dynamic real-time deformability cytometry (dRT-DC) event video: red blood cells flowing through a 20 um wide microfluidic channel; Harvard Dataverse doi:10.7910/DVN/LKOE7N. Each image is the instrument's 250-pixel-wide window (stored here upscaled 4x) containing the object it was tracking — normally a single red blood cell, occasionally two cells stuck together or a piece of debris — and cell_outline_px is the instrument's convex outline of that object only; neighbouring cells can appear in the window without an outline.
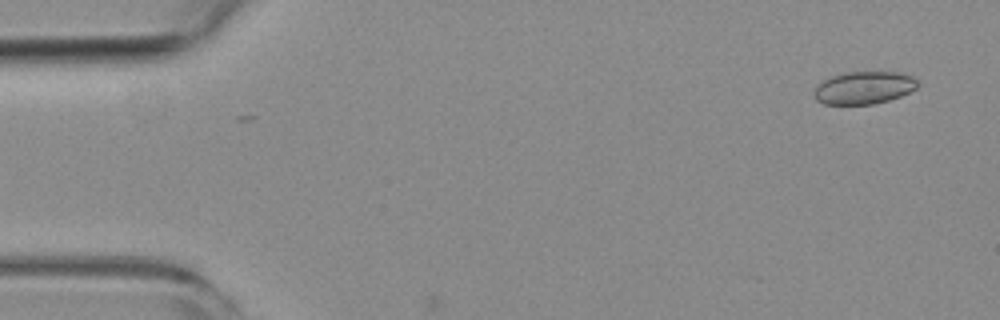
{"species": "common noctule bat (a hibernating species)", "species_latin": "Nyctalus noctula", "temperature_condition": "room temperature", "stored_images_in_passage": 5, "camera_frame_rate_fps": 3000, "um_per_image_px": 0.085, "animal": {"sex": "female", "body_mass_g": 19.3, "forearm_length_mm": 54.1}, "frame": {"image": 1, "passage_image": 1, "time_ms": 0.0, "image_size_px": [1000, 320], "cell_outline_px": [[920, 84], [916, 88], [900, 96], [888, 100], [872, 104], [824, 104], [816, 100], [812, 92], [824, 80], [832, 76], [848, 72], [900, 72], [912, 76]], "centroid_in_image_um": [73.44, 7.46], "position_along_channel_um": 11.6, "area_um2": 19.54}}